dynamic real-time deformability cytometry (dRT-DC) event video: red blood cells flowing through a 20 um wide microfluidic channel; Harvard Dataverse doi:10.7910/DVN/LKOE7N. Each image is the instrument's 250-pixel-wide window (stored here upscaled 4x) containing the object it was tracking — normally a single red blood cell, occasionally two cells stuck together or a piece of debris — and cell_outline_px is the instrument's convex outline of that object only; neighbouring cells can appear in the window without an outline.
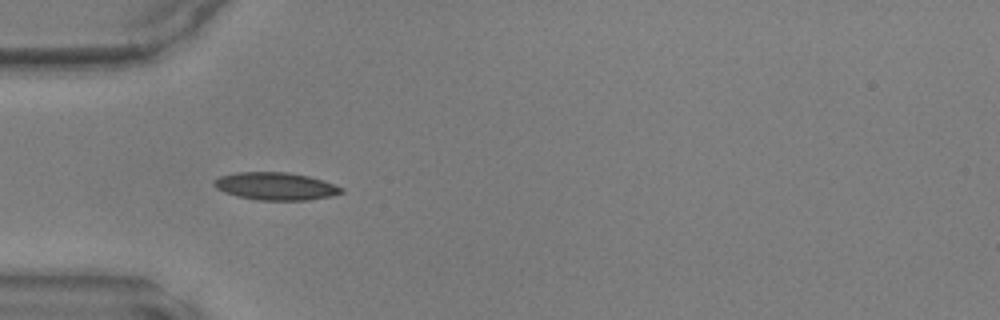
{"species": "common noctule bat (a hibernating species)", "species_latin": "Nyctalus noctula", "temperature_condition": "warm", "stored_images_in_passage": 34, "camera_frame_rate_fps": 3000, "um_per_image_px": 0.085, "animal": {"sex": "male", "body_mass_g": 17.9, "forearm_length_mm": 54.2}, "frame": {"image": 1, "passage_image": 1, "time_ms": 0.0, "image_size_px": [1000, 320], "cell_outline_px": [[344, 192], [332, 196], [308, 200], [256, 200], [236, 196], [224, 192], [216, 188], [212, 184], [212, 180], [220, 176], [236, 172], [288, 172], [308, 176], [344, 188]], "centroid_in_image_um": [23.38, 15.83], "position_along_channel_um": 61.6, "area_um2": 20.58}}
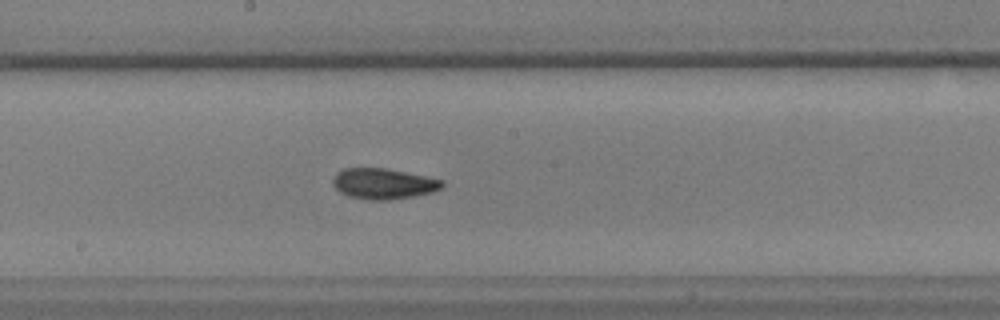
{"frame": {"image": 2, "passage_image": 12, "time_ms": 3.667, "image_size_px": [1000, 320], "cell_outline_px": [[444, 188], [432, 192], [412, 196], [388, 200], [368, 200], [348, 196], [340, 192], [332, 184], [332, 180], [336, 172], [344, 168], [384, 168], [444, 180]], "centroid_in_image_um": [32.57, 15.62], "position_along_channel_um": 215.6, "area_um2": 19.54}}
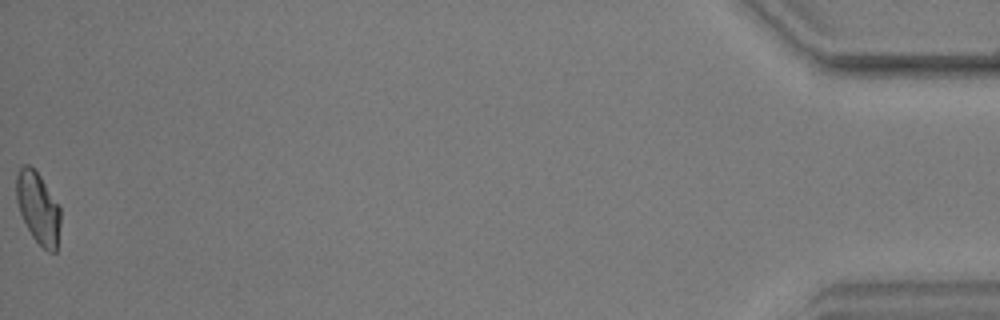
{"frame": {"image": 3, "passage_image": 34, "time_ms": 11.0, "image_size_px": [1000, 320], "cell_outline_px": [[60, 224], [56, 252], [48, 252], [32, 236], [20, 212], [16, 200], [16, 176], [20, 168], [24, 164], [28, 164], [40, 176], [60, 208]], "centroid_in_image_um": [3.23, 17.68], "position_along_channel_um": 432.0, "area_um2": 18.03}}